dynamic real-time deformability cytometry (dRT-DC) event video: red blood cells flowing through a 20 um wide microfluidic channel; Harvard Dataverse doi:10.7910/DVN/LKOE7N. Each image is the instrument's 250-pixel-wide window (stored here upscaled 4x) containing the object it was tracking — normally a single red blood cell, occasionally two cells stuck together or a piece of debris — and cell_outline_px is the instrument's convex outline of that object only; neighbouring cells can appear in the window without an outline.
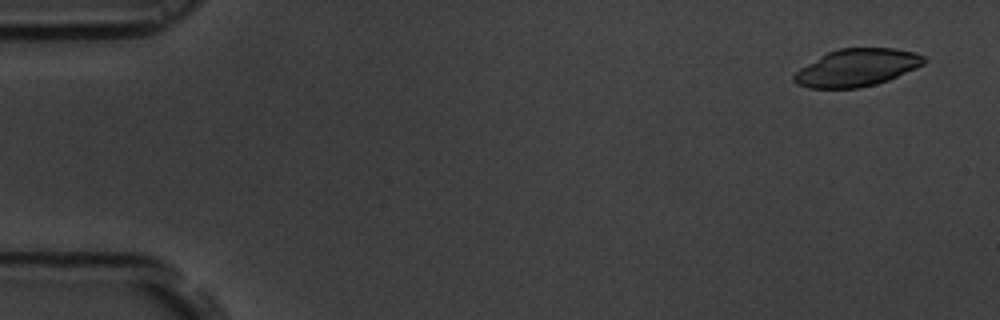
{"species": "common noctule bat (a hibernating species)", "species_latin": "Nyctalus noctula", "temperature_condition": "room temperature", "stored_images_in_passage": 53, "camera_frame_rate_fps": 3000, "um_per_image_px": 0.085, "animal": {"sex": "male", "body_mass_g": 19.5, "forearm_length_mm": 54.6}, "frame": {"image": 1, "passage_image": 1, "time_ms": 0.0, "image_size_px": [1000, 320], "cell_outline_px": [[928, 60], [924, 64], [916, 68], [888, 80], [876, 84], [860, 88], [808, 88], [796, 84], [792, 80], [792, 76], [800, 68], [828, 52], [840, 48], [896, 48], [916, 52], [924, 56]], "centroid_in_image_um": [72.85, 5.75], "position_along_channel_um": 12.2, "area_um2": 28.44}}